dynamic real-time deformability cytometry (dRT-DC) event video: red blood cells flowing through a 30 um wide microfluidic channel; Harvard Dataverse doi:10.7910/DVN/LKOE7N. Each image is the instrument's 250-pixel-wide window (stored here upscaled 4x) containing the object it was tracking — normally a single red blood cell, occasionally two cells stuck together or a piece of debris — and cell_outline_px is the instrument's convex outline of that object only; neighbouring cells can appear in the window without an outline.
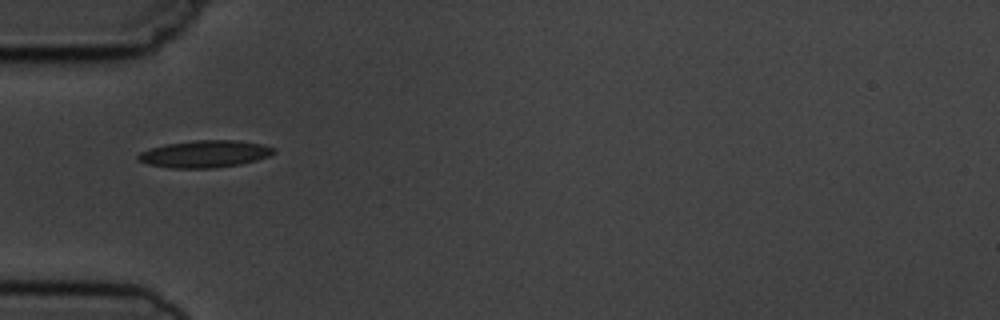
{"species": "common noctule bat (a hibernating species)", "species_latin": "Nyctalus noctula", "temperature_condition": "cold", "stored_images_in_passage": 9, "camera_frame_rate_fps": 3000, "um_per_image_px": 0.085, "animal": {"sex": "male", "body_mass_g": 19.5, "forearm_length_mm": 54.6}, "frame": {"image": 1, "passage_image": 6, "time_ms": 5.667, "image_size_px": [1000, 320], "cell_outline_px": [[276, 152], [268, 156], [256, 160], [240, 164], [212, 168], [172, 168], [148, 164], [140, 160], [136, 156], [140, 152], [164, 144], [192, 140], [236, 140], [264, 144], [276, 148]], "centroid_in_image_um": [17.44, 13.07], "position_along_channel_um": 67.6, "area_um2": 21.44}}
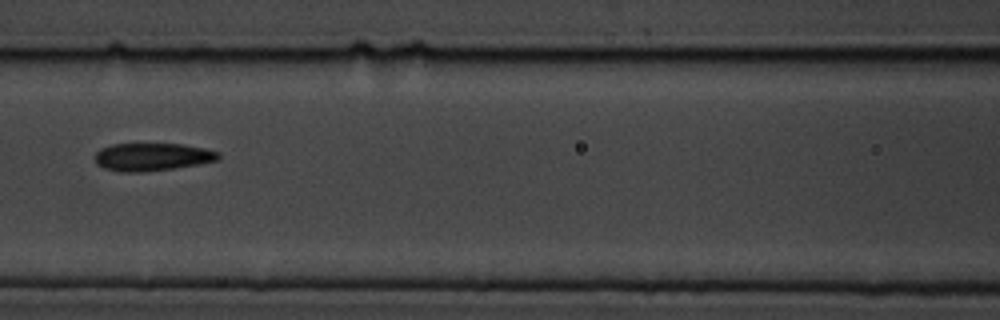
{"frame": {"image": 2, "passage_image": 8, "time_ms": 8.0, "image_size_px": [1000, 320], "cell_outline_px": [[220, 156], [216, 160], [196, 164], [172, 168], [140, 172], [120, 172], [104, 168], [96, 164], [96, 152], [100, 148], [112, 144], [184, 144], [204, 148], [220, 152]], "centroid_in_image_um": [12.9, 13.33], "position_along_channel_um": 153.7, "area_um2": 19.83}}
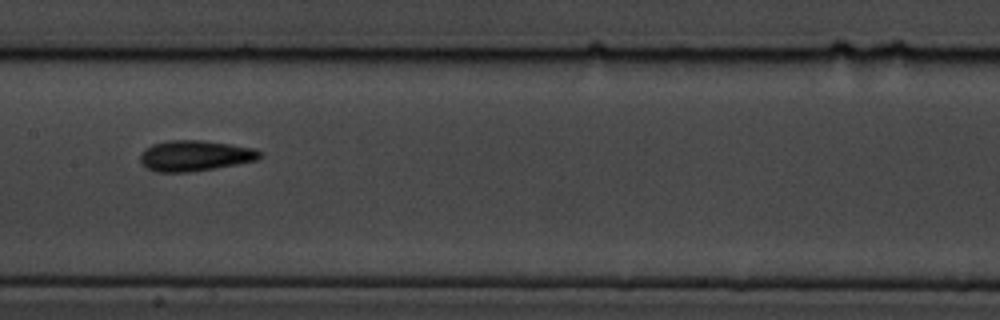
{"frame": {"image": 3, "passage_image": 9, "time_ms": 9.0, "image_size_px": [1000, 320], "cell_outline_px": [[264, 156], [256, 160], [236, 164], [188, 172], [156, 172], [148, 168], [140, 160], [140, 156], [144, 148], [152, 144], [168, 140], [200, 140], [256, 148], [264, 152]], "centroid_in_image_um": [16.59, 13.22], "position_along_channel_um": 190.8, "area_um2": 21.33}}